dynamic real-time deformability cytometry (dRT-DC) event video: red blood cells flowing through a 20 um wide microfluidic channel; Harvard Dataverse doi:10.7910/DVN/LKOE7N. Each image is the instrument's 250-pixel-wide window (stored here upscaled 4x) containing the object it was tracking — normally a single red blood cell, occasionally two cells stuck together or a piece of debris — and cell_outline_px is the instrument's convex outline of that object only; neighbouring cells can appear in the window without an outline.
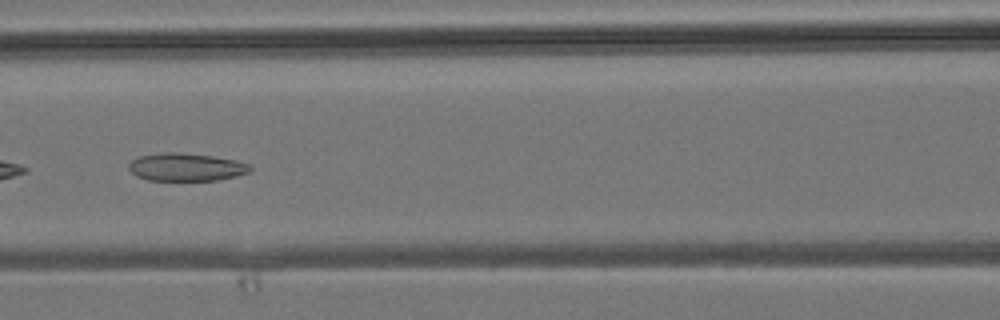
{"species": "common noctule bat (a hibernating species)", "species_latin": "Nyctalus noctula", "temperature_condition": "room temperature", "stored_images_in_passage": 11, "camera_frame_rate_fps": 3000, "um_per_image_px": 0.085, "animal": {"sex": "male", "body_mass_g": 19.2, "forearm_length_mm": 51.8}, "frame": {"image": 1, "passage_image": 7, "time_ms": 2.0, "image_size_px": [1000, 320], "cell_outline_px": [[252, 168], [248, 172], [236, 176], [216, 180], [148, 180], [136, 176], [128, 168], [128, 164], [132, 160], [140, 156], [164, 152], [180, 152], [212, 156], [236, 160], [248, 164]], "centroid_in_image_um": [15.8, 14.2], "position_along_channel_um": 150.8, "area_um2": 19.59}}